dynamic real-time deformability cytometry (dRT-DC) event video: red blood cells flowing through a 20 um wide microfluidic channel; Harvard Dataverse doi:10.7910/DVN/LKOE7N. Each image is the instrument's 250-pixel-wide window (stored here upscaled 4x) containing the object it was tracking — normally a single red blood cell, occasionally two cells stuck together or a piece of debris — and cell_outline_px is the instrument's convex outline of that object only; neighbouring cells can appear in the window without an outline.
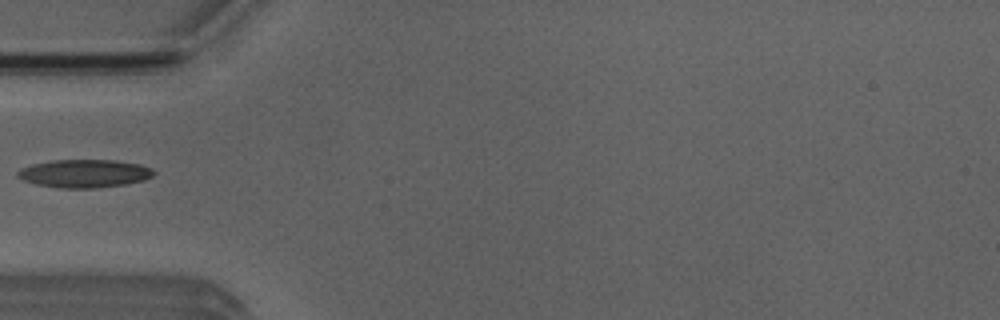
{"species": "Egyptian fruit bat (a non-hibernating species)", "species_latin": "Rousettus aegyptiacus", "temperature_condition": "room temperature", "stored_images_in_passage": 36, "camera_frame_rate_fps": 3000, "um_per_image_px": 0.085, "animal": {"sex": "male"}, "frame": {"image": 1, "passage_image": 1, "time_ms": 0.0, "image_size_px": [1000, 320], "cell_outline_px": [[156, 172], [152, 176], [144, 180], [124, 184], [96, 188], [56, 188], [36, 184], [24, 180], [16, 176], [16, 172], [20, 168], [32, 164], [52, 160], [116, 160], [140, 164], [152, 168]], "centroid_in_image_um": [7.16, 14.74], "position_along_channel_um": 77.8, "area_um2": 22.43}}
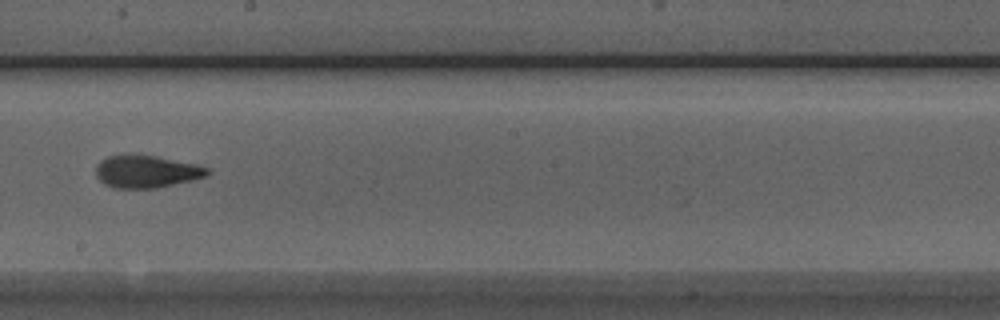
{"frame": {"image": 2, "passage_image": 13, "time_ms": 4.0, "image_size_px": [1000, 320], "cell_outline_px": [[212, 172], [208, 176], [192, 180], [156, 188], [112, 188], [104, 184], [96, 176], [96, 164], [100, 160], [108, 156], [156, 156], [196, 164], [208, 168]], "centroid_in_image_um": [12.46, 14.6], "position_along_channel_um": 235.7, "area_um2": 20.92}}
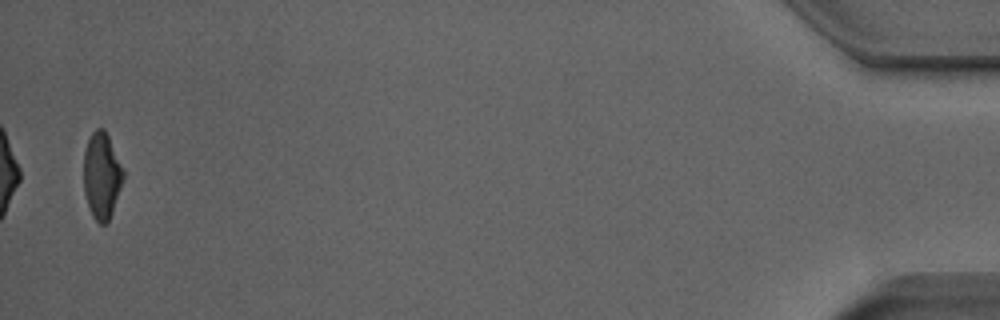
{"frame": {"image": 3, "passage_image": 35, "time_ms": 11.333, "image_size_px": [1000, 320], "cell_outline_px": [[124, 176], [112, 212], [108, 220], [104, 224], [100, 224], [92, 216], [84, 192], [84, 152], [88, 140], [92, 132], [96, 128], [104, 128], [108, 136], [124, 172]], "centroid_in_image_um": [8.63, 14.92], "position_along_channel_um": 426.6, "area_um2": 19.54}}